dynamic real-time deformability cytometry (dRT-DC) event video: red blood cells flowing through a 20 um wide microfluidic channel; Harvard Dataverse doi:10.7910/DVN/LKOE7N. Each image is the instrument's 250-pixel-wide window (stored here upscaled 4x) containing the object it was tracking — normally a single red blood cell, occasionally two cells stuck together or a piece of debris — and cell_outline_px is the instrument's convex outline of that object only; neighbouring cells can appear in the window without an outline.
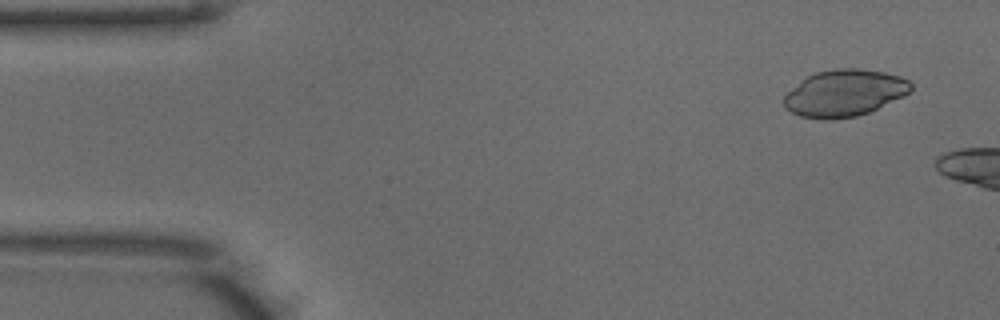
{"species": "common noctule bat (a hibernating species)", "species_latin": "Nyctalus noctula", "temperature_condition": "warm", "stored_images_in_passage": 7, "camera_frame_rate_fps": 3000, "um_per_image_px": 0.085, "animal": {"sex": "male", "body_mass_g": 18.8}, "frame": {"image": 1, "passage_image": 3, "time_ms": 0.667, "image_size_px": [1000, 320], "cell_outline_px": [[912, 88], [904, 96], [868, 112], [856, 116], [832, 120], [824, 120], [800, 116], [784, 108], [784, 96], [800, 80], [816, 72], [836, 68], [860, 68], [884, 72], [900, 76], [908, 80], [912, 84]], "centroid_in_image_um": [71.76, 7.91], "position_along_channel_um": 13.2, "area_um2": 34.62}}